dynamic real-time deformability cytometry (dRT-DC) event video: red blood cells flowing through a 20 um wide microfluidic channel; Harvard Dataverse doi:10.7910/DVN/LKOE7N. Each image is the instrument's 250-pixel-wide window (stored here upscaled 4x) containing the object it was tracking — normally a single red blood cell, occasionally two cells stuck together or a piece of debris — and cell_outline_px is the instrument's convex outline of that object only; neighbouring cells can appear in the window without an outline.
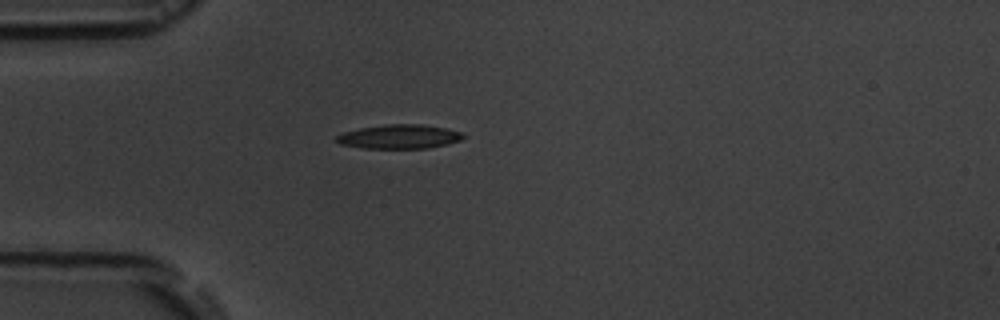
{"species": "common noctule bat (a hibernating species)", "species_latin": "Nyctalus noctula", "temperature_condition": "room temperature", "stored_images_in_passage": 1, "camera_frame_rate_fps": 3000, "um_per_image_px": 0.085, "animal": {"sex": "male", "body_mass_g": 19.5, "forearm_length_mm": 54.6}, "frame": {"image": 1, "passage_image": 1, "time_ms": 0.0, "image_size_px": [1000, 320], "cell_outline_px": [[464, 136], [460, 140], [448, 144], [428, 148], [364, 148], [340, 144], [336, 140], [336, 136], [344, 132], [360, 128], [384, 124], [420, 124], [448, 128], [464, 132]], "centroid_in_image_um": [33.98, 11.6], "position_along_channel_um": 51.0, "area_um2": 17.86}}